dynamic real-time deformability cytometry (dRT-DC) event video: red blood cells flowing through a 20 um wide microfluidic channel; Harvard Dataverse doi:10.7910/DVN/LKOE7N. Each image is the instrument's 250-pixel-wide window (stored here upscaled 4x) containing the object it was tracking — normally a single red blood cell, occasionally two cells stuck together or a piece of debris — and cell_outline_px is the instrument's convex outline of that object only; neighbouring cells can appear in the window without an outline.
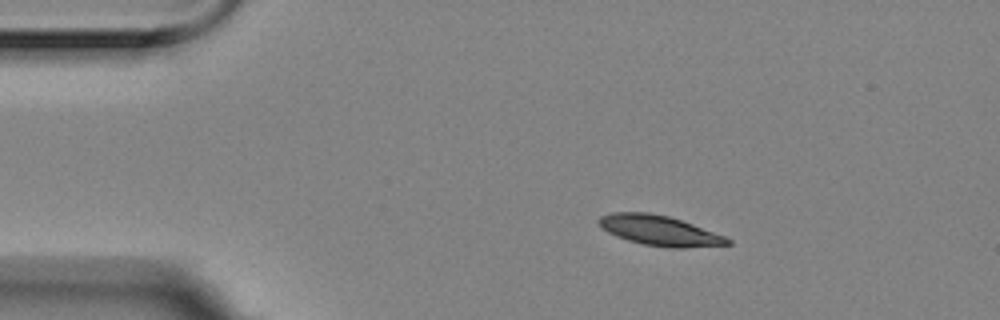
{"species": "Egyptian fruit bat (a non-hibernating species)", "species_latin": "Rousettus aegyptiacus", "temperature_condition": "room temperature", "stored_images_in_passage": 5, "camera_frame_rate_fps": 3000, "um_per_image_px": 0.085, "animal": {"sex": "female"}, "frame": {"image": 1, "passage_image": 2, "time_ms": 0.333, "image_size_px": [1000, 320], "cell_outline_px": [[732, 244], [684, 248], [668, 248], [644, 244], [628, 240], [616, 236], [608, 232], [596, 220], [600, 216], [612, 212], [648, 212], [668, 216], [692, 224], [724, 236], [732, 240]], "centroid_in_image_um": [56.05, 19.6], "position_along_channel_um": 29.0, "area_um2": 22.37}}
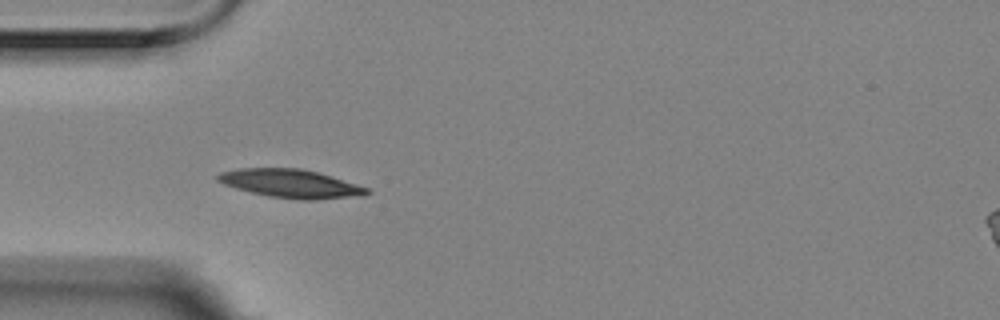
{"frame": {"image": 2, "passage_image": 4, "time_ms": 1.0, "image_size_px": [1000, 320], "cell_outline_px": [[372, 192], [364, 196], [316, 200], [300, 200], [268, 196], [236, 188], [224, 184], [216, 180], [216, 176], [220, 172], [240, 168], [300, 168], [332, 176], [368, 188]], "centroid_in_image_um": [24.74, 15.61], "position_along_channel_um": 60.3, "area_um2": 24.8}}
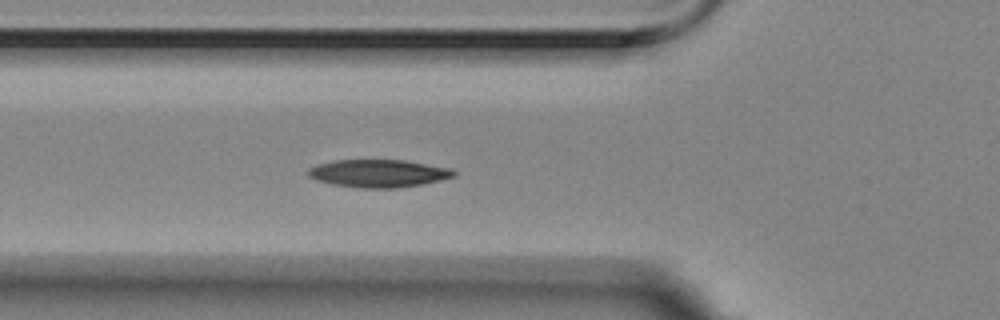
{"frame": {"image": 3, "passage_image": 5, "time_ms": 1.333, "image_size_px": [1000, 320], "cell_outline_px": [[456, 176], [424, 184], [396, 188], [360, 188], [332, 184], [316, 180], [308, 176], [308, 168], [316, 164], [332, 160], [404, 160], [452, 168], [456, 172]], "centroid_in_image_um": [32.17, 14.73], "position_along_channel_um": 93.6, "area_um2": 23.76}}